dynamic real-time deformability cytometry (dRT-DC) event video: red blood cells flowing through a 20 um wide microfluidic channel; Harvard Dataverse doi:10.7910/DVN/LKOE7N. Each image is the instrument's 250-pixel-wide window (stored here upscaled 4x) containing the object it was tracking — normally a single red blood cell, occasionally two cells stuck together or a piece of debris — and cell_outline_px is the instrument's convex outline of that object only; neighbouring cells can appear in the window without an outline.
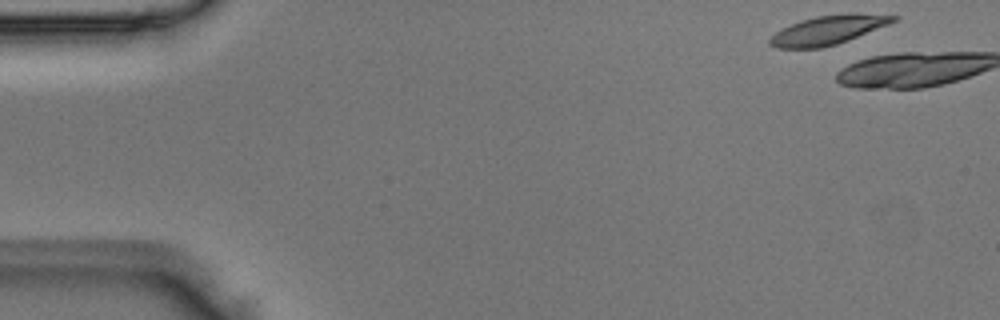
{"species": "Egyptian fruit bat (a non-hibernating species)", "species_latin": "Rousettus aegyptiacus", "temperature_condition": "room temperature", "stored_images_in_passage": 2, "camera_frame_rate_fps": 3000, "um_per_image_px": 0.085, "animal": {"sex": "male"}, "frame": {"image": 1, "passage_image": 1, "time_ms": 0.0, "image_size_px": [1000, 320], "cell_outline_px": [[900, 16], [896, 20], [888, 24], [848, 40], [836, 44], [820, 48], [776, 48], [768, 44], [768, 40], [776, 32], [800, 20], [816, 16], [852, 12]], "centroid_in_image_um": [70.39, 2.54], "position_along_channel_um": 14.6, "area_um2": 20.75}}